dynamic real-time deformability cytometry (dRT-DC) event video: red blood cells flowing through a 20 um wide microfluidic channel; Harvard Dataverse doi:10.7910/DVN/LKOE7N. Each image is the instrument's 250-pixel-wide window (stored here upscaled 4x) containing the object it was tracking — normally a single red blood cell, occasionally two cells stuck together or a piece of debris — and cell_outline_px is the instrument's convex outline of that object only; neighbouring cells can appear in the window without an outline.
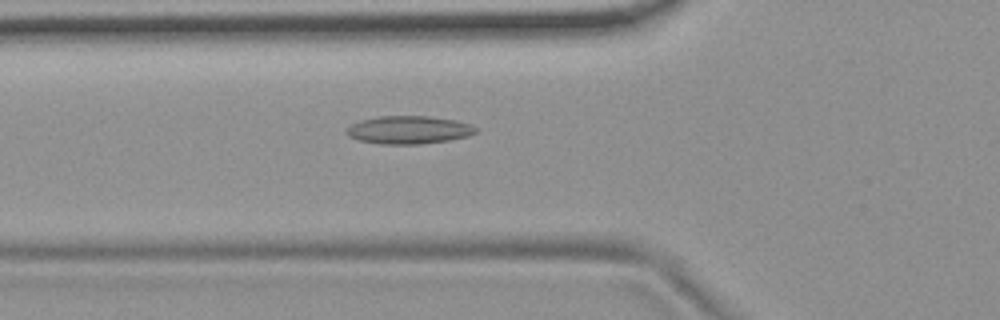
{"species": "common noctule bat (a hibernating species)", "species_latin": "Nyctalus noctula", "temperature_condition": "room temperature", "stored_images_in_passage": 54, "camera_frame_rate_fps": 3000, "um_per_image_px": 0.085, "animal": {"sex": "female", "body_mass_g": 19.9}, "frame": {"image": 1, "passage_image": 19, "time_ms": 6.0, "image_size_px": [1000, 320], "cell_outline_px": [[476, 132], [468, 136], [448, 140], [420, 144], [380, 144], [360, 140], [348, 136], [344, 132], [352, 124], [360, 120], [380, 116], [428, 116], [456, 120], [472, 124], [476, 128]], "centroid_in_image_um": [34.74, 11.04], "position_along_channel_um": 91.1, "area_um2": 21.04}}
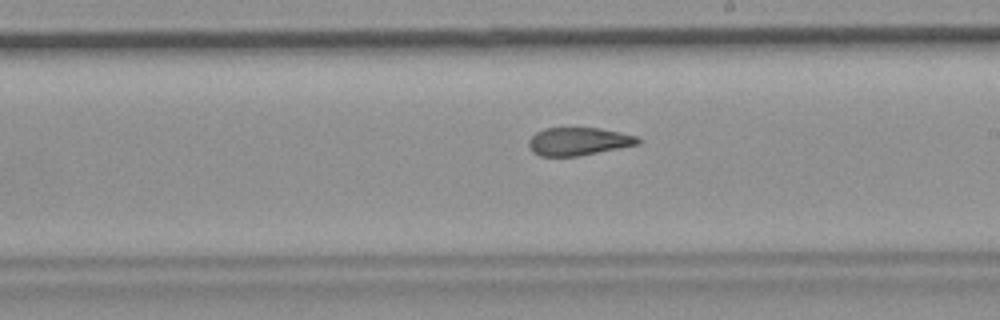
{"frame": {"image": 2, "passage_image": 31, "time_ms": 10.0, "image_size_px": [1000, 320], "cell_outline_px": [[644, 140], [640, 144], [580, 156], [540, 156], [532, 152], [528, 144], [528, 140], [536, 132], [544, 128], [600, 128], [620, 132], [636, 136]], "centroid_in_image_um": [49.19, 12.02], "position_along_channel_um": 239.8, "area_um2": 17.98}}
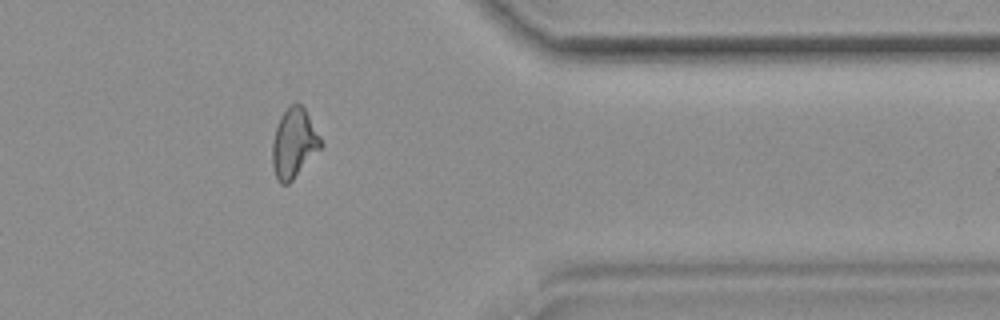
{"frame": {"image": 3, "passage_image": 44, "time_ms": 14.333, "image_size_px": [1000, 320], "cell_outline_px": [[324, 144], [292, 180], [288, 184], [280, 184], [276, 180], [272, 164], [272, 144], [276, 128], [280, 116], [296, 100], [304, 108], [320, 136]], "centroid_in_image_um": [24.97, 12.18], "position_along_channel_um": 386.4, "area_um2": 19.48}, "authors_computed_cell_mechanics": {"area_um2": 19.7098, "velocity_mm_per_s": 3.7218, "shape_relaxation_time_tau1_ms": null, "shape_relaxation_time_tau2_ms": 2.5275, "deformation_change_tau1": null, "deformation_change_tau2": 0.1112}}